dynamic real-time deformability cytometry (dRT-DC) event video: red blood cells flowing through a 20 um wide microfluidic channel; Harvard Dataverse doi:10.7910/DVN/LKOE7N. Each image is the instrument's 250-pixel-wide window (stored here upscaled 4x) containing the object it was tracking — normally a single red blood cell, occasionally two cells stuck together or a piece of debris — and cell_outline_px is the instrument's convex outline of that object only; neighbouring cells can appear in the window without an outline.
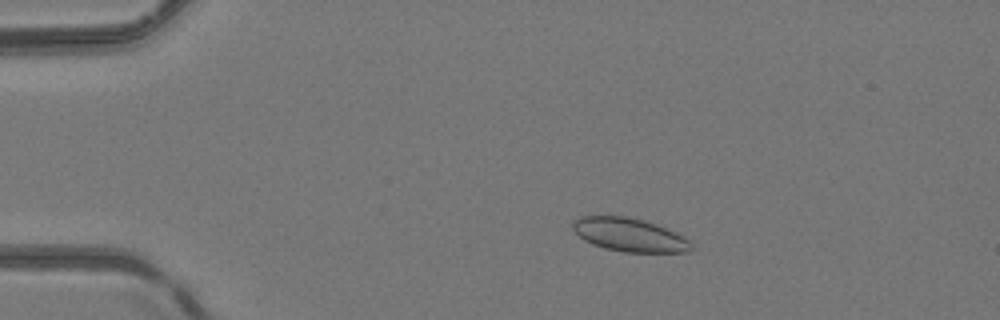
{"species": "common noctule bat (a hibernating species)", "species_latin": "Nyctalus noctula", "temperature_condition": "room temperature", "stored_images_in_passage": 54, "segment_of_instrument_passage": [1, 2], "camera_frame_rate_fps": 3000, "um_per_image_px": 0.085, "animal": {"sex": "female", "body_mass_g": 24.6, "forearm_length_mm": 56.2}, "frame": {"image": 1, "passage_image": 11, "time_ms": 3.333, "image_size_px": [1000, 320], "cell_outline_px": [[692, 248], [688, 252], [624, 252], [604, 248], [592, 244], [584, 240], [572, 228], [572, 220], [580, 216], [628, 216], [644, 220], [668, 228], [684, 236], [692, 244]], "centroid_in_image_um": [53.5, 19.95], "position_along_channel_um": 31.5, "area_um2": 23.24}}
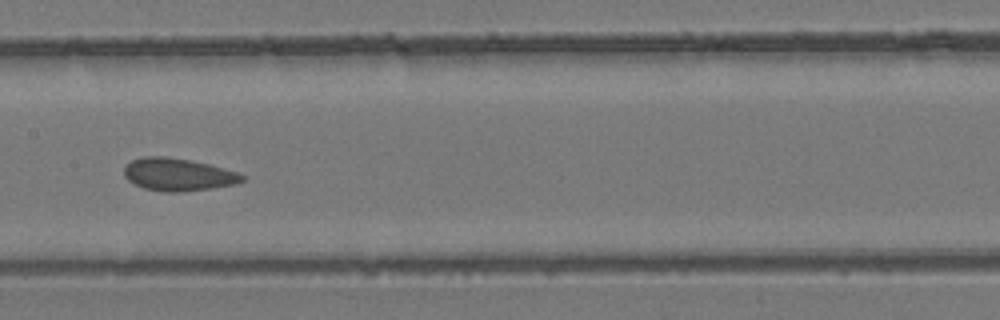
{"frame": {"image": 2, "passage_image": 28, "time_ms": 9.0, "image_size_px": [1000, 320], "cell_outline_px": [[244, 180], [236, 184], [212, 188], [180, 192], [164, 192], [144, 188], [128, 180], [124, 176], [124, 168], [132, 160], [144, 156], [164, 156], [188, 160], [208, 164], [236, 172], [244, 176]], "centroid_in_image_um": [15.12, 14.84], "position_along_channel_um": 192.3, "area_um2": 22.2}}
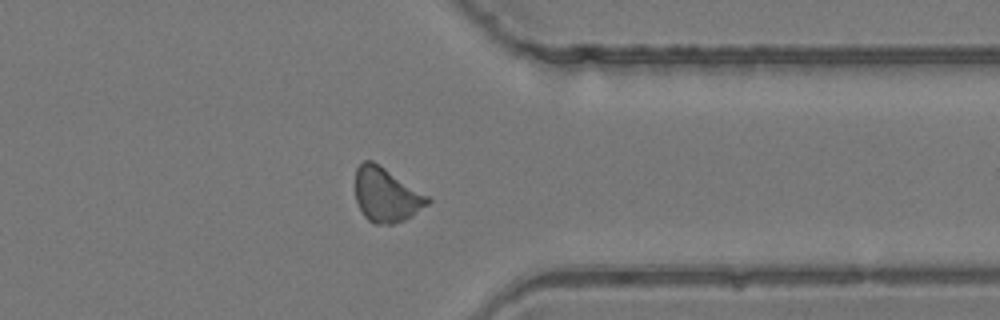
{"frame": {"image": 3, "passage_image": 42, "time_ms": 13.667, "image_size_px": [1000, 320], "cell_outline_px": [[432, 200], [428, 204], [412, 216], [404, 220], [392, 224], [372, 224], [364, 216], [356, 200], [356, 168], [364, 160], [372, 160], [428, 196]], "centroid_in_image_um": [32.82, 16.58], "position_along_channel_um": 378.6, "area_um2": 22.6}}